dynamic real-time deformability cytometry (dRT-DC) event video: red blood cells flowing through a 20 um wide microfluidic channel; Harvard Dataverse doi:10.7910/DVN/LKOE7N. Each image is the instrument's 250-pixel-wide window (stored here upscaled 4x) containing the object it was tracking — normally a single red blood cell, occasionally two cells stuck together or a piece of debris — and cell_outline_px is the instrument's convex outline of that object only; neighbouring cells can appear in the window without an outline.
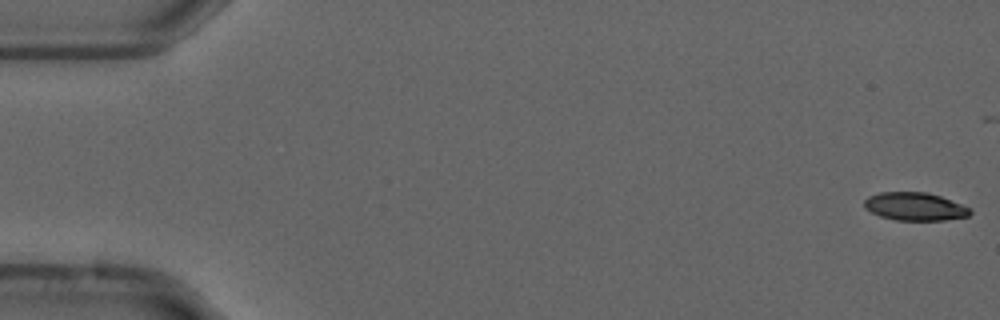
{"species": "common noctule bat (a hibernating species)", "species_latin": "Nyctalus noctula", "temperature_condition": "cold", "stored_images_in_passage": 16, "camera_frame_rate_fps": 3000, "um_per_image_px": 0.085, "animal": {"sex": "male", "forearm_length_mm": 52.5}, "frame": {"image": 1, "passage_image": 1, "time_ms": 0.0, "image_size_px": [1000, 320], "cell_outline_px": [[972, 212], [968, 216], [944, 220], [896, 220], [880, 216], [864, 208], [864, 200], [868, 196], [880, 192], [928, 192], [940, 196], [972, 208]], "centroid_in_image_um": [77.77, 17.55], "position_along_channel_um": 7.2, "area_um2": 17.34}}
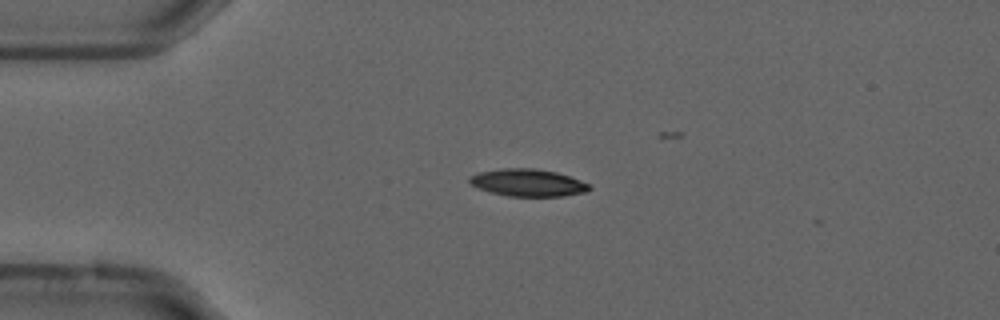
{"frame": {"image": 2, "passage_image": 13, "time_ms": 4.0, "image_size_px": [1000, 320], "cell_outline_px": [[592, 188], [584, 192], [564, 196], [508, 196], [492, 192], [480, 188], [472, 184], [468, 180], [468, 176], [480, 172], [500, 168], [536, 168], [556, 172], [580, 180], [588, 184]], "centroid_in_image_um": [44.86, 15.52], "position_along_channel_um": 40.1, "area_um2": 18.9}}